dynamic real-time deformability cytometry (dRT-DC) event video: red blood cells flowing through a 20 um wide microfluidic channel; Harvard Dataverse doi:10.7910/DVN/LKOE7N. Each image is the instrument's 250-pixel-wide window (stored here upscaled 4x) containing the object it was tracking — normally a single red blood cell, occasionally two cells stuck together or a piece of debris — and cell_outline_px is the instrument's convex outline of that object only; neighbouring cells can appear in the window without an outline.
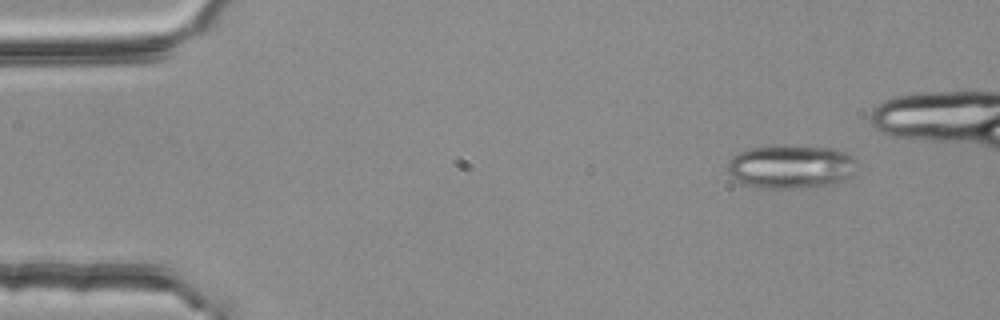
{"species": "common noctule bat (a hibernating species)", "species_latin": "Nyctalus noctula", "temperature_condition": "room temperature", "stored_images_in_passage": 6, "camera_frame_rate_fps": 3000, "um_per_image_px": 0.085, "animal": {"sex": "female", "body_mass_g": 25.1}, "frame": {"image": 1, "passage_image": 1, "time_ms": 0.0, "image_size_px": [1000, 320], "cell_outline_px": [[856, 172], [852, 176], [836, 184], [800, 188], [756, 188], [744, 184], [728, 176], [728, 164], [732, 156], [748, 148], [772, 144], [784, 144], [832, 148], [848, 152], [856, 160]], "centroid_in_image_um": [67.24, 14.15], "position_along_channel_um": 17.8, "area_um2": 33.93}}